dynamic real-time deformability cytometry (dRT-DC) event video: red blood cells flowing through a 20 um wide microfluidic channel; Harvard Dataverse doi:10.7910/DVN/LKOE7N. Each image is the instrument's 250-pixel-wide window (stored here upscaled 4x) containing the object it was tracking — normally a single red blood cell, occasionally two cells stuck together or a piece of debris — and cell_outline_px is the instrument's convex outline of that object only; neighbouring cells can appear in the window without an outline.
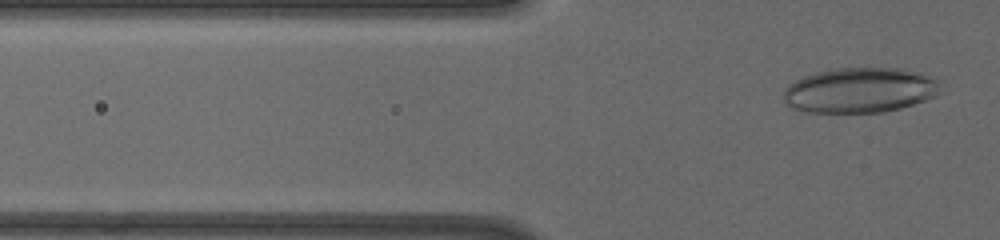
{"species": "human", "species_latin": "Homo sapiens", "temperature_condition": "cold", "stored_images_in_passage": 5, "camera_frame_rate_fps": 3000, "um_per_image_px": 0.085, "donor": {"sex": "male"}, "frame": {"image": 1, "passage_image": 5, "time_ms": 0.667, "image_size_px": [1000, 240], "cell_outline_px": [[936, 80], [932, 96], [924, 100], [900, 108], [884, 112], [804, 112], [788, 104], [784, 96], [784, 92], [796, 80], [804, 76], [836, 68], [892, 68], [924, 76]], "centroid_in_image_um": [72.98, 7.69], "position_along_channel_um": 52.8, "area_um2": 39.54}}